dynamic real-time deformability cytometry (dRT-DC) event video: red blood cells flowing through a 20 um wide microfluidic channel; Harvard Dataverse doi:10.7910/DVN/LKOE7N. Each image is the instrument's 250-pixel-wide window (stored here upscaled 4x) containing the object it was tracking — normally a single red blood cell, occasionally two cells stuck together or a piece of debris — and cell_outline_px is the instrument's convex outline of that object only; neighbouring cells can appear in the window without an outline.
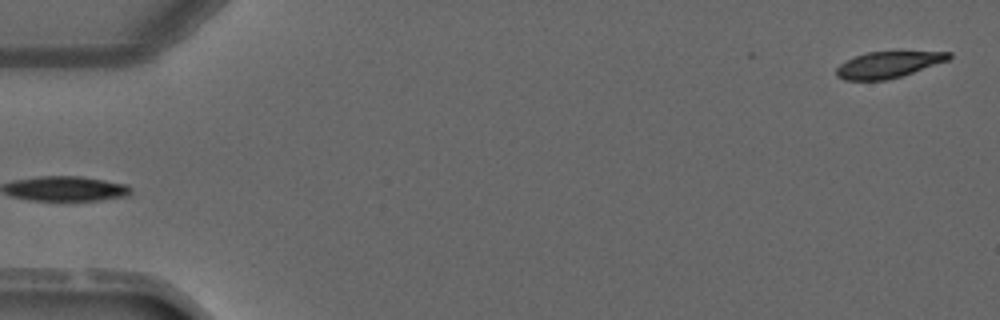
{"species": "common noctule bat (a hibernating species)", "species_latin": "Nyctalus noctula", "temperature_condition": "warm", "stored_images_in_passage": 3, "segment_of_instrument_passage": [2, 2], "camera_frame_rate_fps": 3000, "um_per_image_px": 0.085, "animal": {"sex": "male", "forearm_length_mm": 52.5}, "frame": {"image": 1, "passage_image": 3, "time_ms": 2.333, "image_size_px": [1000, 320], "cell_outline_px": [[952, 56], [948, 60], [888, 80], [844, 80], [836, 76], [836, 68], [840, 64], [856, 56], [868, 52], [952, 52]], "centroid_in_image_um": [75.46, 5.5], "position_along_channel_um": 9.5, "area_um2": 16.88}}